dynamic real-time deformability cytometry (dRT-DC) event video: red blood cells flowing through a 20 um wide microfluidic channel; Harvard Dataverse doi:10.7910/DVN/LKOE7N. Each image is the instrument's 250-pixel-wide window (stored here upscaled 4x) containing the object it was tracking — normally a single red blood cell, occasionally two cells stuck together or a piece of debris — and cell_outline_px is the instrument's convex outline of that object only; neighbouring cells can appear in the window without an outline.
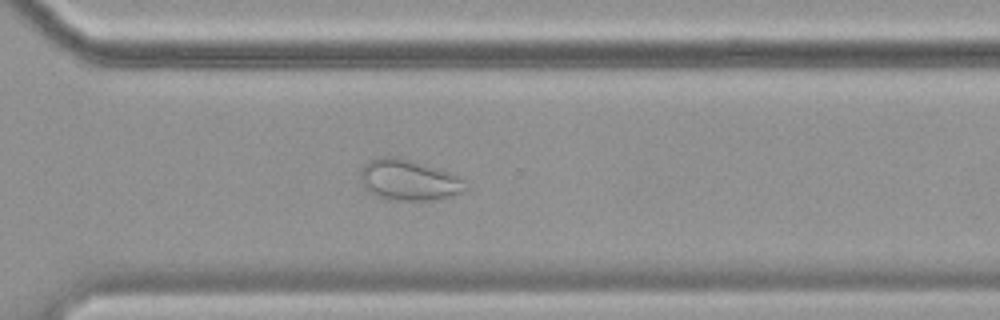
{"species": "common noctule bat (a hibernating species)", "species_latin": "Nyctalus noctula", "temperature_condition": "cold", "stored_images_in_passage": 57, "camera_frame_rate_fps": 3000, "um_per_image_px": 0.085, "animal": {"sex": "female", "body_mass_g": 19.9}, "frame": {"image": 1, "passage_image": 41, "time_ms": 13.333, "image_size_px": [1000, 320], "cell_outline_px": [[468, 188], [464, 192], [452, 196], [428, 200], [388, 200], [376, 196], [364, 188], [360, 180], [360, 168], [364, 164], [380, 156], [400, 156], [448, 172], [464, 180], [468, 184]], "centroid_in_image_um": [34.72, 15.3], "position_along_channel_um": 335.9, "area_um2": 25.26}, "authors_computed_cell_mechanics": {"area_um2": 29.189, "velocity_mm_per_s": 3.5021, "shape_relaxation_time_tau1_ms": null, "shape_relaxation_time_tau2_ms": 1.5797, "deformation_change_tau1": null, "deformation_change_tau2": 0.0613}}